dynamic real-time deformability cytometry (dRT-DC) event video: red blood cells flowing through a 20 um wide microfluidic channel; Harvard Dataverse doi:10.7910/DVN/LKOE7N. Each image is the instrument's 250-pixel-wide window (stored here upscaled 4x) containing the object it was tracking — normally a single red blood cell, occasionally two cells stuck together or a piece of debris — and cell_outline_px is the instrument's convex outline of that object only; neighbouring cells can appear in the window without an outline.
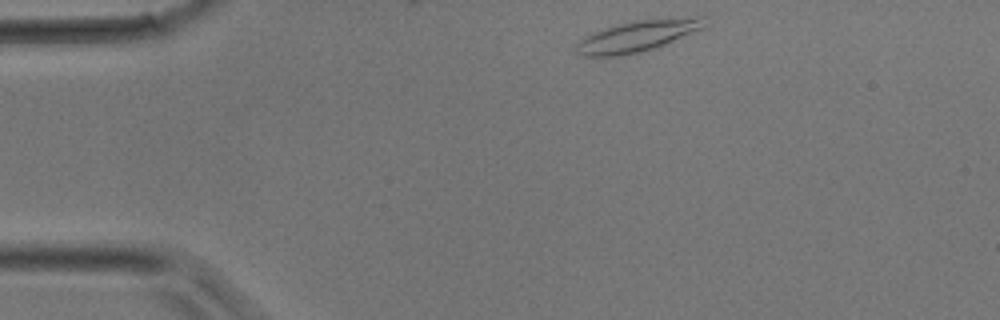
{"species": "common noctule bat (a hibernating species)", "species_latin": "Nyctalus noctula", "temperature_condition": "room temperature", "stored_images_in_passage": 23, "camera_frame_rate_fps": 3000, "um_per_image_px": 0.085, "animal": {"sex": "male", "body_mass_g": 17.9}, "frame": {"image": 1, "passage_image": 1, "time_ms": 0.0, "image_size_px": [1000, 320], "cell_outline_px": [[708, 28], [664, 44], [640, 52], [620, 56], [584, 56], [576, 52], [576, 44], [580, 40], [604, 28], [620, 24], [640, 20], [696, 16], [708, 16]], "centroid_in_image_um": [54.34, 3.05], "position_along_channel_um": 30.7, "area_um2": 23.29}}
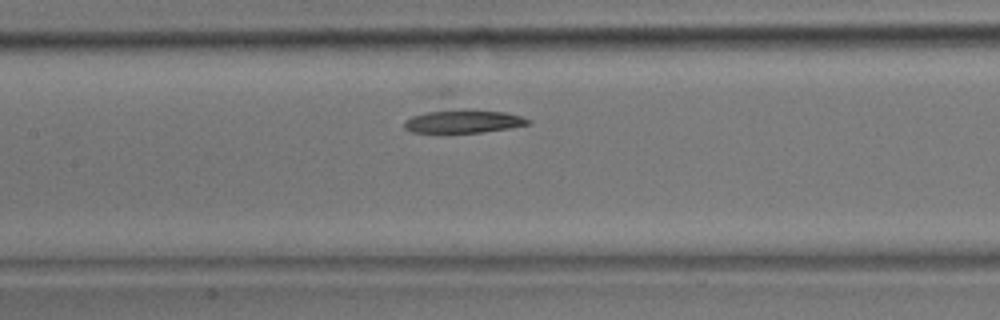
{"frame": {"image": 2, "passage_image": 11, "time_ms": 3.333, "image_size_px": [1000, 320], "cell_outline_px": [[532, 124], [512, 128], [480, 132], [412, 132], [404, 128], [404, 120], [412, 116], [444, 108], [508, 112], [532, 120]], "centroid_in_image_um": [39.42, 10.3], "position_along_channel_um": 168.0, "area_um2": 16.94}}
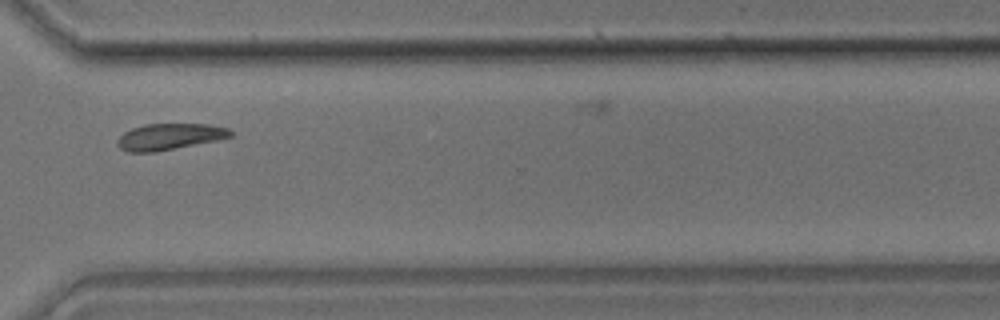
{"frame": {"image": 3, "passage_image": 21, "time_ms": 6.667, "image_size_px": [1000, 320], "cell_outline_px": [[232, 136], [216, 140], [156, 152], [128, 152], [120, 148], [116, 144], [116, 140], [124, 132], [132, 128], [144, 124], [208, 124], [228, 128], [232, 132]], "centroid_in_image_um": [14.37, 11.61], "position_along_channel_um": 356.2, "area_um2": 17.28}}